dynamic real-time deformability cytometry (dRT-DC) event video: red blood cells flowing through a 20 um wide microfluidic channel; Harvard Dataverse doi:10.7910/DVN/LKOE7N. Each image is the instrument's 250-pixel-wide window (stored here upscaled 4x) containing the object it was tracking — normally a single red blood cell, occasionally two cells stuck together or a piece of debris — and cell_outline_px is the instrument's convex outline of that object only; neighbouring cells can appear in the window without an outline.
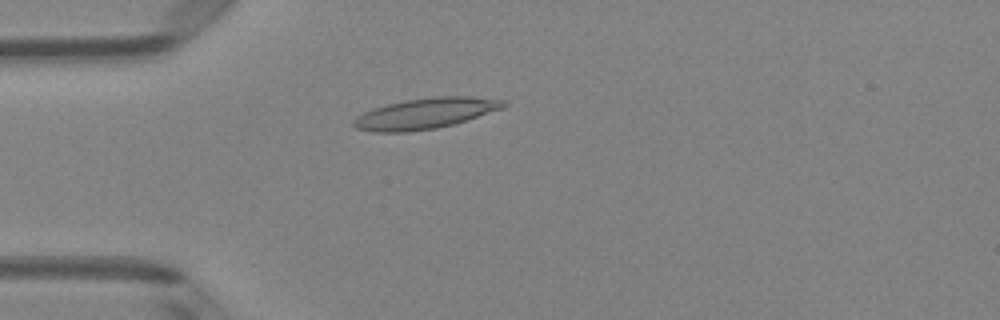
{"species": "Egyptian fruit bat (a non-hibernating species)", "species_latin": "Rousettus aegyptiacus", "temperature_condition": "room temperature", "stored_images_in_passage": 40, "camera_frame_rate_fps": 3000, "um_per_image_px": 0.085, "animal": {"sex": "female"}, "frame": {"image": 1, "passage_image": 4, "time_ms": 1.0, "image_size_px": [1000, 320], "cell_outline_px": [[508, 104], [504, 108], [452, 124], [436, 128], [408, 132], [372, 132], [356, 128], [352, 124], [352, 120], [356, 116], [372, 108], [404, 100], [436, 96], [472, 96], [508, 100]], "centroid_in_image_um": [36.16, 9.63], "position_along_channel_um": 48.8, "area_um2": 26.99}}
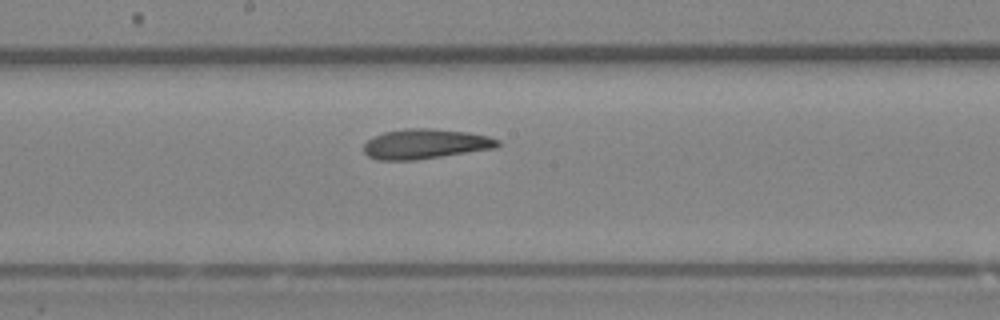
{"frame": {"image": 2, "passage_image": 17, "time_ms": 5.333, "image_size_px": [1000, 320], "cell_outline_px": [[500, 144], [496, 148], [416, 160], [376, 160], [368, 156], [364, 152], [364, 144], [372, 136], [384, 132], [404, 128], [432, 128], [468, 132], [488, 136], [500, 140]], "centroid_in_image_um": [36.14, 12.23], "position_along_channel_um": 212.1, "area_um2": 23.52}}
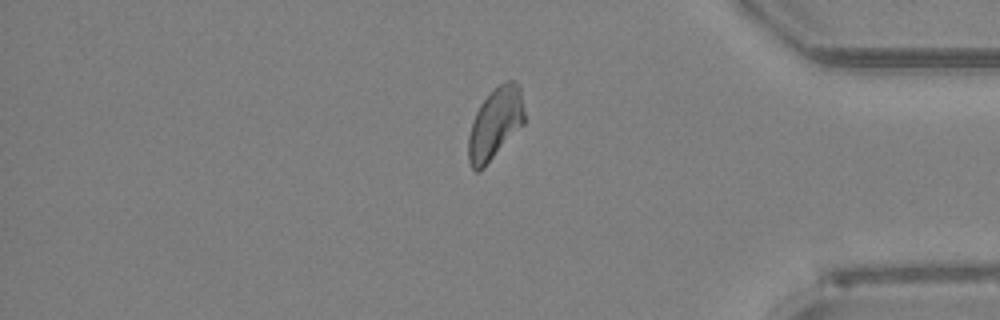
{"frame": {"image": 3, "passage_image": 32, "time_ms": 10.333, "image_size_px": [1000, 320], "cell_outline_px": [[524, 124], [484, 168], [480, 172], [476, 172], [472, 168], [468, 160], [468, 136], [472, 120], [480, 104], [500, 84], [508, 80], [516, 80], [520, 84], [524, 112]], "centroid_in_image_um": [42.09, 10.52], "position_along_channel_um": 393.1, "area_um2": 23.41}, "authors_computed_cell_mechanics": {"area_um2": 23.3512, "velocity_mm_per_s": 4.0897, "shape_relaxation_time_tau1_ms": 5.8814, "shape_relaxation_time_tau2_ms": 2.7223, "deformation_change_tau1": 0.168, "deformation_change_tau2": 0.1077}}